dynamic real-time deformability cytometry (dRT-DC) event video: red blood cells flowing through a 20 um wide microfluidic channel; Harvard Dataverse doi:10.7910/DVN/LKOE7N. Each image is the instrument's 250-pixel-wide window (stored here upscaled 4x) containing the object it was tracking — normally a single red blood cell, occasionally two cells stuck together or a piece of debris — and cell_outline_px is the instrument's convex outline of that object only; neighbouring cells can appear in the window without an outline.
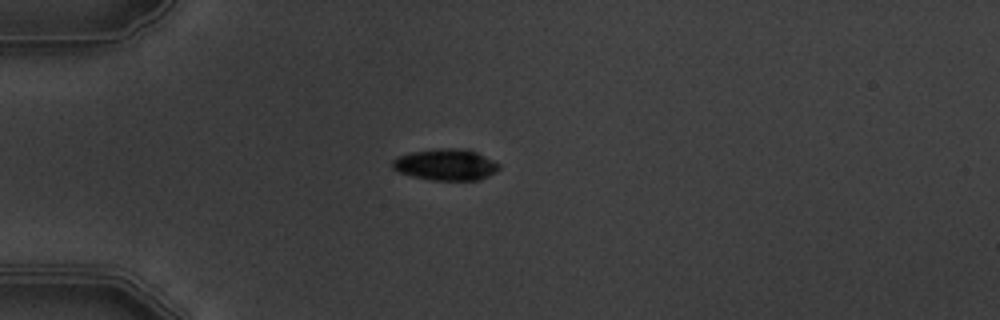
{"species": "common noctule bat (a hibernating species)", "species_latin": "Nyctalus noctula", "temperature_condition": "warm", "stored_images_in_passage": 7, "camera_frame_rate_fps": 3000, "um_per_image_px": 0.085, "animal": {"sex": "male", "body_mass_g": 19.5, "forearm_length_mm": 54.6}, "frame": {"image": 1, "passage_image": 4, "time_ms": 3.333, "image_size_px": [1000, 320], "cell_outline_px": [[500, 168], [496, 172], [480, 180], [432, 180], [412, 176], [400, 172], [392, 168], [392, 160], [400, 156], [412, 152], [440, 148], [468, 148], [500, 164]], "centroid_in_image_um": [37.92, 13.99], "position_along_channel_um": 47.1, "area_um2": 19.48}}